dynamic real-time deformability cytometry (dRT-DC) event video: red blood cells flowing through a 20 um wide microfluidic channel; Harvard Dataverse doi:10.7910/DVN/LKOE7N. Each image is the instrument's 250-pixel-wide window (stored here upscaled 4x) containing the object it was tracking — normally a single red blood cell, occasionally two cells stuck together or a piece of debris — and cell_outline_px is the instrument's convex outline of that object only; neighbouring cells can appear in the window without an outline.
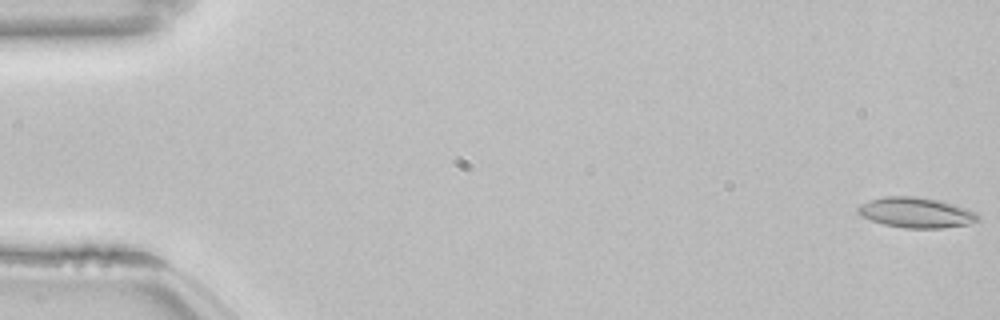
{"species": "common noctule bat (a hibernating species)", "species_latin": "Nyctalus noctula", "temperature_condition": "room temperature", "stored_images_in_passage": 52, "camera_frame_rate_fps": 3000, "um_per_image_px": 0.085, "animal": {"sex": "female", "body_mass_g": 22.7, "forearm_length_mm": 54.2}, "frame": {"image": 1, "passage_image": 1, "time_ms": 0.0, "image_size_px": [1000, 320], "cell_outline_px": [[980, 220], [968, 224], [940, 228], [904, 228], [884, 224], [860, 216], [856, 208], [860, 204], [868, 200], [884, 196], [916, 196], [944, 200], [968, 208], [976, 212], [980, 216]], "centroid_in_image_um": [77.89, 18.05], "position_along_channel_um": 7.1, "area_um2": 21.62}}